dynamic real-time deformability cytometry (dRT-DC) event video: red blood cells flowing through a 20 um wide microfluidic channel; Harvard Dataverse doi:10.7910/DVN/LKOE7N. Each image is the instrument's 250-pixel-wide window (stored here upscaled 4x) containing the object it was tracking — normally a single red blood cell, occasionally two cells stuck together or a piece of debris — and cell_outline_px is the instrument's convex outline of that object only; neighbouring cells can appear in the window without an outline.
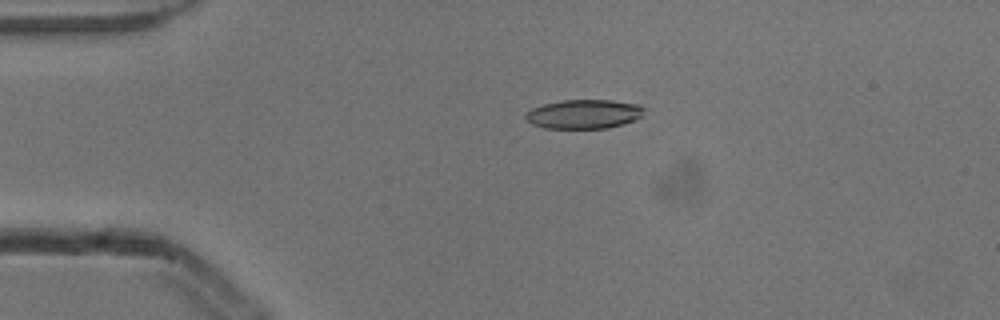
{"species": "common noctule bat (a hibernating species)", "species_latin": "Nyctalus noctula", "temperature_condition": "cold", "stored_images_in_passage": 4, "camera_frame_rate_fps": 3000, "um_per_image_px": 0.085, "animal": {"sex": "male", "body_mass_g": 13.3}, "frame": {"image": 1, "passage_image": 4, "time_ms": 1.0, "image_size_px": [1000, 320], "cell_outline_px": [[644, 108], [640, 116], [624, 124], [608, 128], [544, 128], [532, 124], [524, 116], [532, 108], [544, 104], [560, 100], [612, 100], [640, 104]], "centroid_in_image_um": [49.62, 9.69], "position_along_channel_um": 35.4, "area_um2": 20.0}}